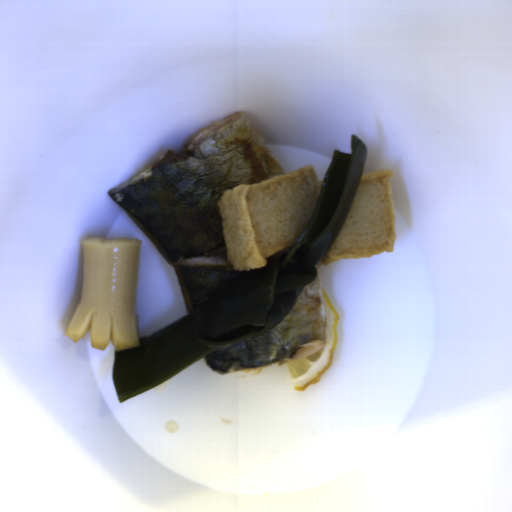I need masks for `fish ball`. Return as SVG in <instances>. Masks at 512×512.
Instances as JSON below:
<instances>
[{"mask_svg": "<svg viewBox=\"0 0 512 512\" xmlns=\"http://www.w3.org/2000/svg\"><path fill=\"white\" fill-rule=\"evenodd\" d=\"M322 183L311 164L224 191L216 205L226 260L233 269L263 268L267 258L298 242Z\"/></svg>", "mask_w": 512, "mask_h": 512, "instance_id": "obj_1", "label": "fish ball"}, {"mask_svg": "<svg viewBox=\"0 0 512 512\" xmlns=\"http://www.w3.org/2000/svg\"><path fill=\"white\" fill-rule=\"evenodd\" d=\"M393 170L363 173L348 216L334 242L315 264L367 258L394 251L396 214L389 178Z\"/></svg>", "mask_w": 512, "mask_h": 512, "instance_id": "obj_2", "label": "fish ball"}]
</instances>
